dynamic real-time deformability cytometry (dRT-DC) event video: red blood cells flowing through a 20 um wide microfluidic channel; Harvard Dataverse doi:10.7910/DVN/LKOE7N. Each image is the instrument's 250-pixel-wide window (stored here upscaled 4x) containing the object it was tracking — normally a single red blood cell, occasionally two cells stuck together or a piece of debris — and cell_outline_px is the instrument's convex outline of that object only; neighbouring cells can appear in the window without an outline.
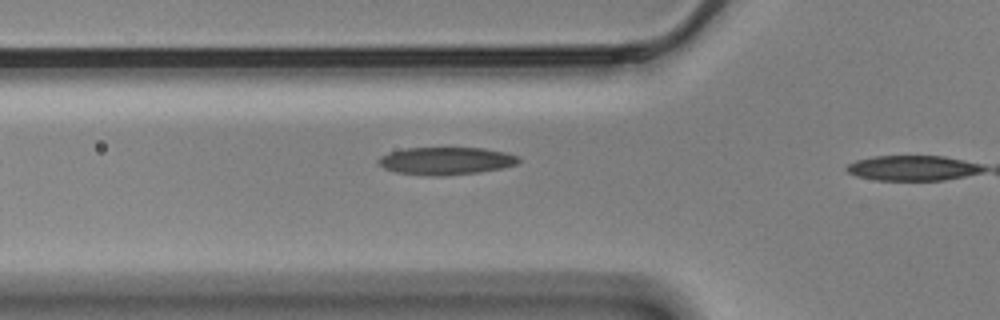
{"species": "Egyptian fruit bat (a non-hibernating species)", "species_latin": "Rousettus aegyptiacus", "temperature_condition": "cold", "stored_images_in_passage": 7, "camera_frame_rate_fps": 3000, "um_per_image_px": 0.085, "animal": {"sex": "male"}, "frame": {"image": 1, "passage_image": 6, "time_ms": 1.667, "image_size_px": [1000, 320], "cell_outline_px": [[520, 160], [516, 164], [504, 168], [480, 172], [440, 176], [436, 176], [396, 172], [384, 168], [376, 164], [376, 160], [380, 156], [388, 152], [404, 148], [484, 148], [504, 152], [520, 156]], "centroid_in_image_um": [37.89, 13.67], "position_along_channel_um": 87.9, "area_um2": 22.72}}